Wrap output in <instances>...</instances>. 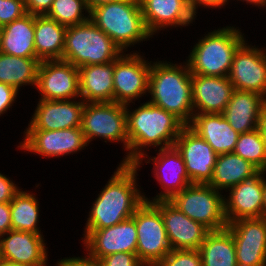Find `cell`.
<instances>
[{
  "label": "cell",
  "mask_w": 266,
  "mask_h": 266,
  "mask_svg": "<svg viewBox=\"0 0 266 266\" xmlns=\"http://www.w3.org/2000/svg\"><path fill=\"white\" fill-rule=\"evenodd\" d=\"M127 107L126 105L129 152L122 163L136 164L139 168L142 160L145 156H148L142 152L143 147L160 146L159 149H164L174 146L180 131L185 125L172 113L149 101L143 103V105L141 104L133 112Z\"/></svg>",
  "instance_id": "6da1fadb"
},
{
  "label": "cell",
  "mask_w": 266,
  "mask_h": 266,
  "mask_svg": "<svg viewBox=\"0 0 266 266\" xmlns=\"http://www.w3.org/2000/svg\"><path fill=\"white\" fill-rule=\"evenodd\" d=\"M137 168L136 164L119 165L93 203L85 230L104 229L132 218L145 201L136 188Z\"/></svg>",
  "instance_id": "7a4b0ae2"
},
{
  "label": "cell",
  "mask_w": 266,
  "mask_h": 266,
  "mask_svg": "<svg viewBox=\"0 0 266 266\" xmlns=\"http://www.w3.org/2000/svg\"><path fill=\"white\" fill-rule=\"evenodd\" d=\"M191 72L176 64L153 62L150 67L148 93L150 103L161 107L177 117L185 126L194 115L191 91Z\"/></svg>",
  "instance_id": "3957f363"
},
{
  "label": "cell",
  "mask_w": 266,
  "mask_h": 266,
  "mask_svg": "<svg viewBox=\"0 0 266 266\" xmlns=\"http://www.w3.org/2000/svg\"><path fill=\"white\" fill-rule=\"evenodd\" d=\"M90 20L122 50L149 39L139 0L103 3L90 10Z\"/></svg>",
  "instance_id": "277c9868"
},
{
  "label": "cell",
  "mask_w": 266,
  "mask_h": 266,
  "mask_svg": "<svg viewBox=\"0 0 266 266\" xmlns=\"http://www.w3.org/2000/svg\"><path fill=\"white\" fill-rule=\"evenodd\" d=\"M245 42L235 27L214 30L193 47L187 64L191 74L228 77L234 54Z\"/></svg>",
  "instance_id": "5b68a950"
},
{
  "label": "cell",
  "mask_w": 266,
  "mask_h": 266,
  "mask_svg": "<svg viewBox=\"0 0 266 266\" xmlns=\"http://www.w3.org/2000/svg\"><path fill=\"white\" fill-rule=\"evenodd\" d=\"M121 53L113 40L90 19L66 28L62 60L75 67L110 63Z\"/></svg>",
  "instance_id": "8992f818"
},
{
  "label": "cell",
  "mask_w": 266,
  "mask_h": 266,
  "mask_svg": "<svg viewBox=\"0 0 266 266\" xmlns=\"http://www.w3.org/2000/svg\"><path fill=\"white\" fill-rule=\"evenodd\" d=\"M225 197L208 184L192 183L169 201L192 220L210 231L227 227Z\"/></svg>",
  "instance_id": "52a82bcc"
},
{
  "label": "cell",
  "mask_w": 266,
  "mask_h": 266,
  "mask_svg": "<svg viewBox=\"0 0 266 266\" xmlns=\"http://www.w3.org/2000/svg\"><path fill=\"white\" fill-rule=\"evenodd\" d=\"M132 219L138 235L136 256L145 266H156L172 250L160 210L144 201Z\"/></svg>",
  "instance_id": "ba28073f"
},
{
  "label": "cell",
  "mask_w": 266,
  "mask_h": 266,
  "mask_svg": "<svg viewBox=\"0 0 266 266\" xmlns=\"http://www.w3.org/2000/svg\"><path fill=\"white\" fill-rule=\"evenodd\" d=\"M82 132L87 143L95 137L110 142L121 141L128 150L126 105L115 102L85 103Z\"/></svg>",
  "instance_id": "9c48e42d"
},
{
  "label": "cell",
  "mask_w": 266,
  "mask_h": 266,
  "mask_svg": "<svg viewBox=\"0 0 266 266\" xmlns=\"http://www.w3.org/2000/svg\"><path fill=\"white\" fill-rule=\"evenodd\" d=\"M125 55L122 53L114 61L113 102L129 105L148 92L151 62L147 63L135 52Z\"/></svg>",
  "instance_id": "30bf717a"
},
{
  "label": "cell",
  "mask_w": 266,
  "mask_h": 266,
  "mask_svg": "<svg viewBox=\"0 0 266 266\" xmlns=\"http://www.w3.org/2000/svg\"><path fill=\"white\" fill-rule=\"evenodd\" d=\"M36 88L44 100H72L80 97L79 68L64 60L41 61Z\"/></svg>",
  "instance_id": "8fae6325"
},
{
  "label": "cell",
  "mask_w": 266,
  "mask_h": 266,
  "mask_svg": "<svg viewBox=\"0 0 266 266\" xmlns=\"http://www.w3.org/2000/svg\"><path fill=\"white\" fill-rule=\"evenodd\" d=\"M84 233V247L89 251L86 257L91 260L98 262L101 258L118 252L136 254L138 235L132 218L104 229L85 230Z\"/></svg>",
  "instance_id": "7c38bea8"
},
{
  "label": "cell",
  "mask_w": 266,
  "mask_h": 266,
  "mask_svg": "<svg viewBox=\"0 0 266 266\" xmlns=\"http://www.w3.org/2000/svg\"><path fill=\"white\" fill-rule=\"evenodd\" d=\"M238 266H266V218L240 219L228 223Z\"/></svg>",
  "instance_id": "4fadbf2b"
},
{
  "label": "cell",
  "mask_w": 266,
  "mask_h": 266,
  "mask_svg": "<svg viewBox=\"0 0 266 266\" xmlns=\"http://www.w3.org/2000/svg\"><path fill=\"white\" fill-rule=\"evenodd\" d=\"M174 147L184 160L191 184H208L218 156L212 147L188 125L180 131Z\"/></svg>",
  "instance_id": "5bb4252c"
},
{
  "label": "cell",
  "mask_w": 266,
  "mask_h": 266,
  "mask_svg": "<svg viewBox=\"0 0 266 266\" xmlns=\"http://www.w3.org/2000/svg\"><path fill=\"white\" fill-rule=\"evenodd\" d=\"M244 42L234 54L228 79L234 89L255 92L266 98V53Z\"/></svg>",
  "instance_id": "9a60e30c"
},
{
  "label": "cell",
  "mask_w": 266,
  "mask_h": 266,
  "mask_svg": "<svg viewBox=\"0 0 266 266\" xmlns=\"http://www.w3.org/2000/svg\"><path fill=\"white\" fill-rule=\"evenodd\" d=\"M25 134L24 141L18 147L45 157L75 153L88 146L81 127L52 131L26 130Z\"/></svg>",
  "instance_id": "2e32d148"
},
{
  "label": "cell",
  "mask_w": 266,
  "mask_h": 266,
  "mask_svg": "<svg viewBox=\"0 0 266 266\" xmlns=\"http://www.w3.org/2000/svg\"><path fill=\"white\" fill-rule=\"evenodd\" d=\"M152 203L160 210L172 250H198L210 230L187 217L169 200Z\"/></svg>",
  "instance_id": "e0dca14e"
},
{
  "label": "cell",
  "mask_w": 266,
  "mask_h": 266,
  "mask_svg": "<svg viewBox=\"0 0 266 266\" xmlns=\"http://www.w3.org/2000/svg\"><path fill=\"white\" fill-rule=\"evenodd\" d=\"M85 102L40 99L27 130H60L81 127Z\"/></svg>",
  "instance_id": "ac0fdd59"
},
{
  "label": "cell",
  "mask_w": 266,
  "mask_h": 266,
  "mask_svg": "<svg viewBox=\"0 0 266 266\" xmlns=\"http://www.w3.org/2000/svg\"><path fill=\"white\" fill-rule=\"evenodd\" d=\"M45 246L42 234L11 229L0 236V259L26 266H47Z\"/></svg>",
  "instance_id": "d6986e66"
},
{
  "label": "cell",
  "mask_w": 266,
  "mask_h": 266,
  "mask_svg": "<svg viewBox=\"0 0 266 266\" xmlns=\"http://www.w3.org/2000/svg\"><path fill=\"white\" fill-rule=\"evenodd\" d=\"M260 171L253 178L235 185L228 199H224L225 216L228 223L240 219L263 217V183L264 174Z\"/></svg>",
  "instance_id": "ffe728a7"
},
{
  "label": "cell",
  "mask_w": 266,
  "mask_h": 266,
  "mask_svg": "<svg viewBox=\"0 0 266 266\" xmlns=\"http://www.w3.org/2000/svg\"><path fill=\"white\" fill-rule=\"evenodd\" d=\"M191 89L193 107L196 108L194 114H222L231 99L234 86L228 77L191 74Z\"/></svg>",
  "instance_id": "44dd1931"
},
{
  "label": "cell",
  "mask_w": 266,
  "mask_h": 266,
  "mask_svg": "<svg viewBox=\"0 0 266 266\" xmlns=\"http://www.w3.org/2000/svg\"><path fill=\"white\" fill-rule=\"evenodd\" d=\"M150 160H153L155 165V177L165 191L151 201L144 197L145 201L170 200L175 194L180 193L191 184L184 160L174 146L159 149L158 157H151Z\"/></svg>",
  "instance_id": "7402d4cb"
},
{
  "label": "cell",
  "mask_w": 266,
  "mask_h": 266,
  "mask_svg": "<svg viewBox=\"0 0 266 266\" xmlns=\"http://www.w3.org/2000/svg\"><path fill=\"white\" fill-rule=\"evenodd\" d=\"M145 26L153 35L168 26H188L194 20L189 0H139Z\"/></svg>",
  "instance_id": "603a6c76"
},
{
  "label": "cell",
  "mask_w": 266,
  "mask_h": 266,
  "mask_svg": "<svg viewBox=\"0 0 266 266\" xmlns=\"http://www.w3.org/2000/svg\"><path fill=\"white\" fill-rule=\"evenodd\" d=\"M219 154L234 152L239 133L236 132L222 114H194L188 125Z\"/></svg>",
  "instance_id": "cb8c5ba5"
},
{
  "label": "cell",
  "mask_w": 266,
  "mask_h": 266,
  "mask_svg": "<svg viewBox=\"0 0 266 266\" xmlns=\"http://www.w3.org/2000/svg\"><path fill=\"white\" fill-rule=\"evenodd\" d=\"M266 98L255 92L234 89L223 117L239 134L257 129L258 118Z\"/></svg>",
  "instance_id": "d4e9b609"
},
{
  "label": "cell",
  "mask_w": 266,
  "mask_h": 266,
  "mask_svg": "<svg viewBox=\"0 0 266 266\" xmlns=\"http://www.w3.org/2000/svg\"><path fill=\"white\" fill-rule=\"evenodd\" d=\"M114 61L79 67L80 98L85 103L113 102Z\"/></svg>",
  "instance_id": "484cf974"
},
{
  "label": "cell",
  "mask_w": 266,
  "mask_h": 266,
  "mask_svg": "<svg viewBox=\"0 0 266 266\" xmlns=\"http://www.w3.org/2000/svg\"><path fill=\"white\" fill-rule=\"evenodd\" d=\"M34 15L25 14L0 28V52L17 57L37 58L35 52Z\"/></svg>",
  "instance_id": "4316f807"
},
{
  "label": "cell",
  "mask_w": 266,
  "mask_h": 266,
  "mask_svg": "<svg viewBox=\"0 0 266 266\" xmlns=\"http://www.w3.org/2000/svg\"><path fill=\"white\" fill-rule=\"evenodd\" d=\"M66 28L46 15H34V46L40 61L62 60Z\"/></svg>",
  "instance_id": "83f0119b"
},
{
  "label": "cell",
  "mask_w": 266,
  "mask_h": 266,
  "mask_svg": "<svg viewBox=\"0 0 266 266\" xmlns=\"http://www.w3.org/2000/svg\"><path fill=\"white\" fill-rule=\"evenodd\" d=\"M260 170L234 152L219 154L208 185L216 190L231 189L244 180L253 178Z\"/></svg>",
  "instance_id": "f1b7e54d"
},
{
  "label": "cell",
  "mask_w": 266,
  "mask_h": 266,
  "mask_svg": "<svg viewBox=\"0 0 266 266\" xmlns=\"http://www.w3.org/2000/svg\"><path fill=\"white\" fill-rule=\"evenodd\" d=\"M198 251L202 266H238L233 236L227 228L210 231Z\"/></svg>",
  "instance_id": "f546056e"
},
{
  "label": "cell",
  "mask_w": 266,
  "mask_h": 266,
  "mask_svg": "<svg viewBox=\"0 0 266 266\" xmlns=\"http://www.w3.org/2000/svg\"><path fill=\"white\" fill-rule=\"evenodd\" d=\"M38 58L11 56L0 52V82L13 86L19 91L20 86H36Z\"/></svg>",
  "instance_id": "4dcf8cb0"
},
{
  "label": "cell",
  "mask_w": 266,
  "mask_h": 266,
  "mask_svg": "<svg viewBox=\"0 0 266 266\" xmlns=\"http://www.w3.org/2000/svg\"><path fill=\"white\" fill-rule=\"evenodd\" d=\"M34 194L19 191L10 202L12 230L41 234L37 227L39 202Z\"/></svg>",
  "instance_id": "1f68e13d"
},
{
  "label": "cell",
  "mask_w": 266,
  "mask_h": 266,
  "mask_svg": "<svg viewBox=\"0 0 266 266\" xmlns=\"http://www.w3.org/2000/svg\"><path fill=\"white\" fill-rule=\"evenodd\" d=\"M234 153L266 171V144L257 129L239 135Z\"/></svg>",
  "instance_id": "d6a6232c"
},
{
  "label": "cell",
  "mask_w": 266,
  "mask_h": 266,
  "mask_svg": "<svg viewBox=\"0 0 266 266\" xmlns=\"http://www.w3.org/2000/svg\"><path fill=\"white\" fill-rule=\"evenodd\" d=\"M83 9L90 14L85 0H53L52 7L46 16L66 27L74 26L90 19V15L86 17L82 14Z\"/></svg>",
  "instance_id": "836d02e7"
},
{
  "label": "cell",
  "mask_w": 266,
  "mask_h": 266,
  "mask_svg": "<svg viewBox=\"0 0 266 266\" xmlns=\"http://www.w3.org/2000/svg\"><path fill=\"white\" fill-rule=\"evenodd\" d=\"M156 266H202L198 250H171Z\"/></svg>",
  "instance_id": "e575fe53"
},
{
  "label": "cell",
  "mask_w": 266,
  "mask_h": 266,
  "mask_svg": "<svg viewBox=\"0 0 266 266\" xmlns=\"http://www.w3.org/2000/svg\"><path fill=\"white\" fill-rule=\"evenodd\" d=\"M25 14L27 12L24 0H0V28Z\"/></svg>",
  "instance_id": "d590c367"
},
{
  "label": "cell",
  "mask_w": 266,
  "mask_h": 266,
  "mask_svg": "<svg viewBox=\"0 0 266 266\" xmlns=\"http://www.w3.org/2000/svg\"><path fill=\"white\" fill-rule=\"evenodd\" d=\"M99 266H145L135 253L118 252L98 261Z\"/></svg>",
  "instance_id": "8d00e7d4"
},
{
  "label": "cell",
  "mask_w": 266,
  "mask_h": 266,
  "mask_svg": "<svg viewBox=\"0 0 266 266\" xmlns=\"http://www.w3.org/2000/svg\"><path fill=\"white\" fill-rule=\"evenodd\" d=\"M20 190L9 178L0 173V203H10Z\"/></svg>",
  "instance_id": "74e56055"
},
{
  "label": "cell",
  "mask_w": 266,
  "mask_h": 266,
  "mask_svg": "<svg viewBox=\"0 0 266 266\" xmlns=\"http://www.w3.org/2000/svg\"><path fill=\"white\" fill-rule=\"evenodd\" d=\"M17 94L13 86L0 82V116L12 106Z\"/></svg>",
  "instance_id": "f35d334b"
},
{
  "label": "cell",
  "mask_w": 266,
  "mask_h": 266,
  "mask_svg": "<svg viewBox=\"0 0 266 266\" xmlns=\"http://www.w3.org/2000/svg\"><path fill=\"white\" fill-rule=\"evenodd\" d=\"M26 12L33 15H46L51 9L53 0H24Z\"/></svg>",
  "instance_id": "ab89813d"
},
{
  "label": "cell",
  "mask_w": 266,
  "mask_h": 266,
  "mask_svg": "<svg viewBox=\"0 0 266 266\" xmlns=\"http://www.w3.org/2000/svg\"><path fill=\"white\" fill-rule=\"evenodd\" d=\"M12 229L10 203H0V236Z\"/></svg>",
  "instance_id": "60d3db41"
},
{
  "label": "cell",
  "mask_w": 266,
  "mask_h": 266,
  "mask_svg": "<svg viewBox=\"0 0 266 266\" xmlns=\"http://www.w3.org/2000/svg\"><path fill=\"white\" fill-rule=\"evenodd\" d=\"M57 266H99L98 262L85 257L65 258L58 261Z\"/></svg>",
  "instance_id": "b9f144b4"
},
{
  "label": "cell",
  "mask_w": 266,
  "mask_h": 266,
  "mask_svg": "<svg viewBox=\"0 0 266 266\" xmlns=\"http://www.w3.org/2000/svg\"><path fill=\"white\" fill-rule=\"evenodd\" d=\"M228 0H189V5L192 10V12L196 16V9L198 8V5H203L204 7H220L226 4Z\"/></svg>",
  "instance_id": "7bdbcfd3"
},
{
  "label": "cell",
  "mask_w": 266,
  "mask_h": 266,
  "mask_svg": "<svg viewBox=\"0 0 266 266\" xmlns=\"http://www.w3.org/2000/svg\"><path fill=\"white\" fill-rule=\"evenodd\" d=\"M257 130L260 132L261 137L266 144V104L263 106L259 115Z\"/></svg>",
  "instance_id": "ee69618b"
},
{
  "label": "cell",
  "mask_w": 266,
  "mask_h": 266,
  "mask_svg": "<svg viewBox=\"0 0 266 266\" xmlns=\"http://www.w3.org/2000/svg\"><path fill=\"white\" fill-rule=\"evenodd\" d=\"M114 1H118V0H85V3L90 11L95 6H98L103 3L114 2Z\"/></svg>",
  "instance_id": "f6af8a7d"
},
{
  "label": "cell",
  "mask_w": 266,
  "mask_h": 266,
  "mask_svg": "<svg viewBox=\"0 0 266 266\" xmlns=\"http://www.w3.org/2000/svg\"><path fill=\"white\" fill-rule=\"evenodd\" d=\"M263 217L266 218V179L263 183Z\"/></svg>",
  "instance_id": "bcb514c9"
},
{
  "label": "cell",
  "mask_w": 266,
  "mask_h": 266,
  "mask_svg": "<svg viewBox=\"0 0 266 266\" xmlns=\"http://www.w3.org/2000/svg\"><path fill=\"white\" fill-rule=\"evenodd\" d=\"M244 1H247V3L262 6V7L266 6V0H243V2Z\"/></svg>",
  "instance_id": "7dc6e473"
},
{
  "label": "cell",
  "mask_w": 266,
  "mask_h": 266,
  "mask_svg": "<svg viewBox=\"0 0 266 266\" xmlns=\"http://www.w3.org/2000/svg\"><path fill=\"white\" fill-rule=\"evenodd\" d=\"M0 266H26V265L12 263V262H8V261L0 259Z\"/></svg>",
  "instance_id": "c3c4849f"
}]
</instances>
